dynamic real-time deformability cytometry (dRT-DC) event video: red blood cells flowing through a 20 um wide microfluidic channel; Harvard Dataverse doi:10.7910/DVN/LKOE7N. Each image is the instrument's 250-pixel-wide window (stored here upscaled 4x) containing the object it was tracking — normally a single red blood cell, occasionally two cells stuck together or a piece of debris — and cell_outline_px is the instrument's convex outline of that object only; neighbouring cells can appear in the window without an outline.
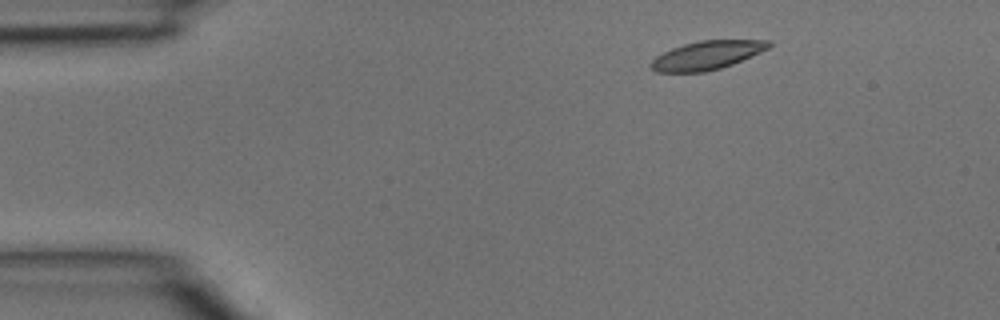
{"species": "common noctule bat (a hibernating species)", "species_latin": "Nyctalus noctula", "temperature_condition": "room temperature", "stored_images_in_passage": 4, "camera_frame_rate_fps": 3000, "um_per_image_px": 0.085, "animal": {"sex": "male", "body_mass_g": 15.6}, "frame": {"image": 1, "passage_image": 1, "time_ms": 0.0, "image_size_px": [1000, 320], "cell_outline_px": [[772, 44], [768, 48], [760, 52], [732, 64], [720, 68], [704, 72], [656, 72], [648, 64], [656, 56], [672, 48], [684, 44], [700, 40], [768, 40]], "centroid_in_image_um": [60.06, 4.7], "position_along_channel_um": 24.9, "area_um2": 19.48}}
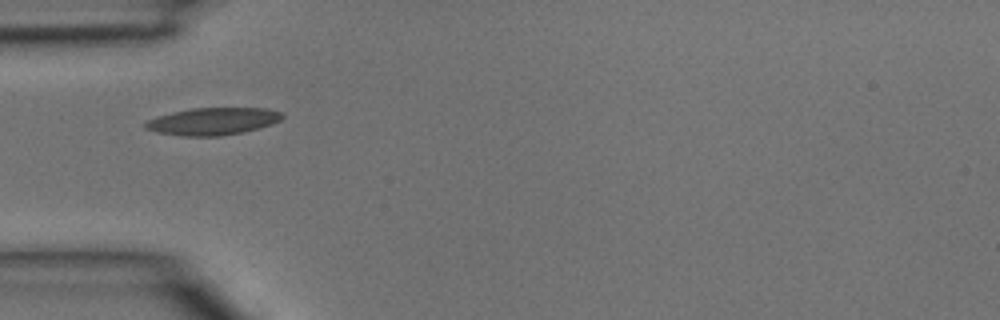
{"frame": {"image": 2, "passage_image": 3, "time_ms": 0.667, "image_size_px": [1000, 320], "cell_outline_px": [[284, 116], [280, 120], [272, 124], [260, 128], [220, 136], [184, 136], [156, 132], [144, 128], [144, 124], [148, 120], [156, 116], [172, 112], [192, 108], [264, 108], [280, 112]], "centroid_in_image_um": [18.06, 10.31], "position_along_channel_um": 66.9, "area_um2": 21.68}}